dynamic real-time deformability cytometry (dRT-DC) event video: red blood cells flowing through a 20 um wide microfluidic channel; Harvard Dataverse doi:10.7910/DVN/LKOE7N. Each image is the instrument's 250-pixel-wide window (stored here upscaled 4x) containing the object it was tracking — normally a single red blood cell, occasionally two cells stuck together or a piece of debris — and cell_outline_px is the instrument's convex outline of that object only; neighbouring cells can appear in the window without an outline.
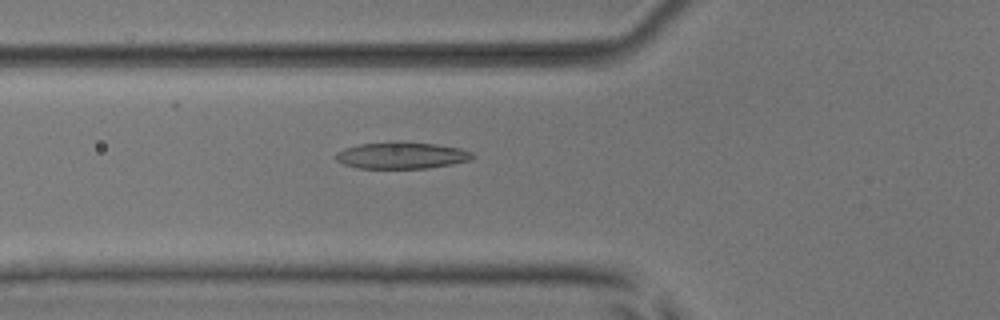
{"species": "common noctule bat (a hibernating species)", "species_latin": "Nyctalus noctula", "temperature_condition": "room temperature", "stored_images_in_passage": 23, "camera_frame_rate_fps": 3000, "um_per_image_px": 0.085, "animal": {"sex": "male", "body_mass_g": 17.9, "forearm_length_mm": 54.2}, "frame": {"image": 1, "passage_image": 9, "time_ms": 2.667, "image_size_px": [1000, 320], "cell_outline_px": [[476, 156], [472, 160], [452, 164], [428, 168], [356, 168], [344, 164], [336, 160], [332, 156], [336, 152], [344, 148], [360, 144], [396, 140], [400, 140], [436, 144], [460, 148], [472, 152]], "centroid_in_image_um": [34.13, 13.19], "position_along_channel_um": 91.7, "area_um2": 21.79}}
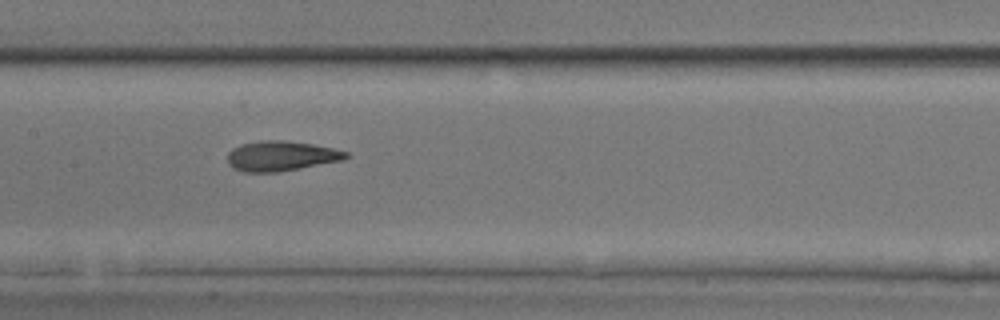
{"frame": {"image": 2, "passage_image": 16, "time_ms": 5.0, "image_size_px": [1000, 320], "cell_outline_px": [[348, 156], [344, 160], [280, 172], [244, 172], [232, 168], [228, 164], [228, 152], [232, 148], [240, 144], [260, 140], [284, 140], [312, 144], [332, 148], [348, 152]], "centroid_in_image_um": [23.87, 13.26], "position_along_channel_um": 183.5, "area_um2": 20.87}}
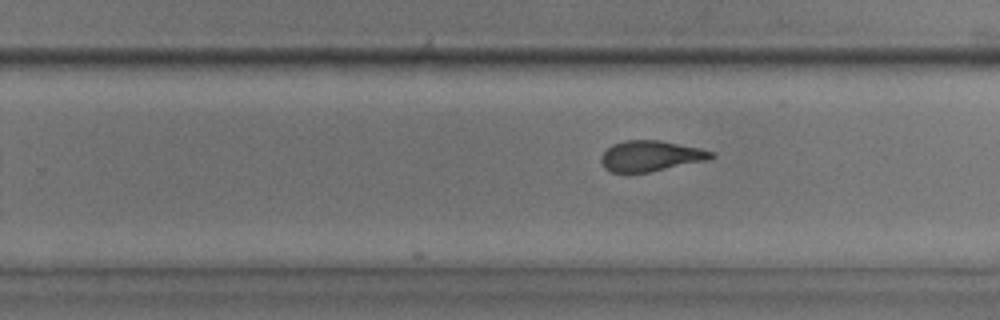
{"frame": {"image": 3, "passage_image": 23, "time_ms": 7.333, "image_size_px": [1000, 320], "cell_outline_px": [[716, 156], [708, 160], [648, 172], [612, 172], [604, 168], [600, 160], [600, 156], [612, 144], [624, 140], [660, 140], [700, 148], [716, 152]], "centroid_in_image_um": [55.32, 13.25], "position_along_channel_um": 274.5, "area_um2": 19.71}}